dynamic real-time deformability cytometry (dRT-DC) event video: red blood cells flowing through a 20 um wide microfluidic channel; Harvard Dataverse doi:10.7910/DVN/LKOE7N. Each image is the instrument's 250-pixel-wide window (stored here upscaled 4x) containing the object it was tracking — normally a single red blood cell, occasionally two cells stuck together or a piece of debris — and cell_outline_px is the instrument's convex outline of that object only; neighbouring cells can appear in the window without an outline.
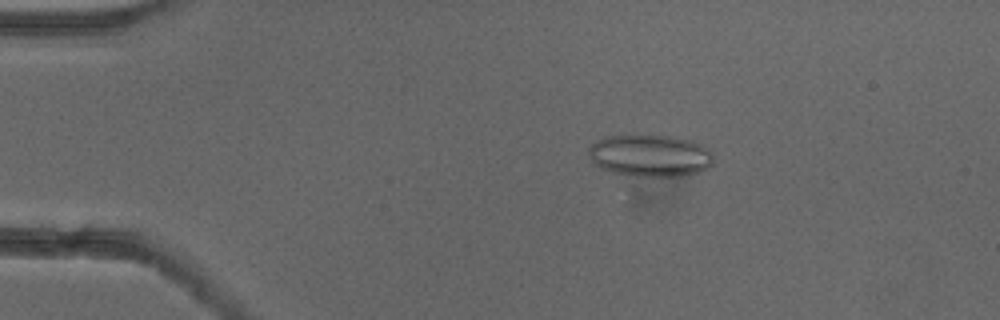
{"species": "common noctule bat (a hibernating species)", "species_latin": "Nyctalus noctula", "temperature_condition": "cold", "stored_images_in_passage": 53, "camera_frame_rate_fps": 3000, "um_per_image_px": 0.085, "animal": {"sex": "female"}, "frame": {"image": 1, "passage_image": 10, "time_ms": 3.0, "image_size_px": [1000, 320], "cell_outline_px": [[712, 164], [708, 168], [700, 172], [688, 176], [636, 176], [608, 172], [600, 168], [592, 160], [588, 152], [588, 148], [596, 140], [604, 136], [636, 132], [668, 136], [692, 140], [708, 148], [712, 152]], "centroid_in_image_um": [55.23, 13.19], "position_along_channel_um": 29.8, "area_um2": 31.67}}
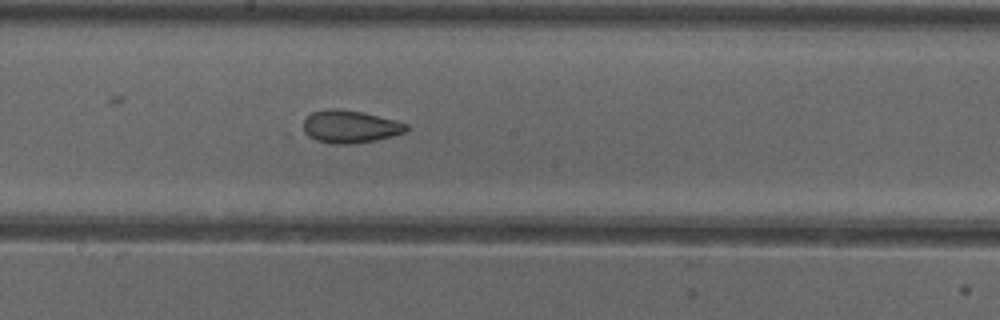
{"frame": {"image": 2, "passage_image": 29, "time_ms": 9.333, "image_size_px": [1000, 320], "cell_outline_px": [[408, 132], [376, 140], [352, 144], [332, 144], [316, 140], [308, 136], [304, 132], [304, 120], [312, 112], [328, 108], [336, 108], [364, 112], [396, 120], [408, 124]], "centroid_in_image_um": [29.78, 10.76], "position_along_channel_um": 218.4, "area_um2": 19.83}}
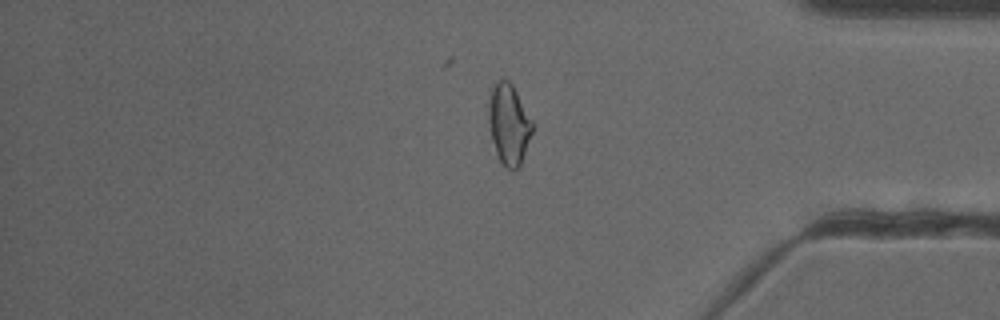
{"frame": {"image": 3, "passage_image": 44, "time_ms": 14.333, "image_size_px": [1000, 320], "cell_outline_px": [[532, 132], [520, 168], [516, 172], [512, 172], [496, 156], [492, 140], [488, 120], [488, 100], [492, 88], [496, 80], [508, 80], [512, 84], [532, 120]], "centroid_in_image_um": [43.24, 10.59], "position_along_channel_um": 392.0, "area_um2": 20.69}, "authors_computed_cell_mechanics": {"area_um2": 22.3686, "velocity_mm_per_s": 3.9045, "shape_relaxation_time_tau1_ms": null, "shape_relaxation_time_tau2_ms": 2.1516, "deformation_change_tau1": null, "deformation_change_tau2": 0.0796}}